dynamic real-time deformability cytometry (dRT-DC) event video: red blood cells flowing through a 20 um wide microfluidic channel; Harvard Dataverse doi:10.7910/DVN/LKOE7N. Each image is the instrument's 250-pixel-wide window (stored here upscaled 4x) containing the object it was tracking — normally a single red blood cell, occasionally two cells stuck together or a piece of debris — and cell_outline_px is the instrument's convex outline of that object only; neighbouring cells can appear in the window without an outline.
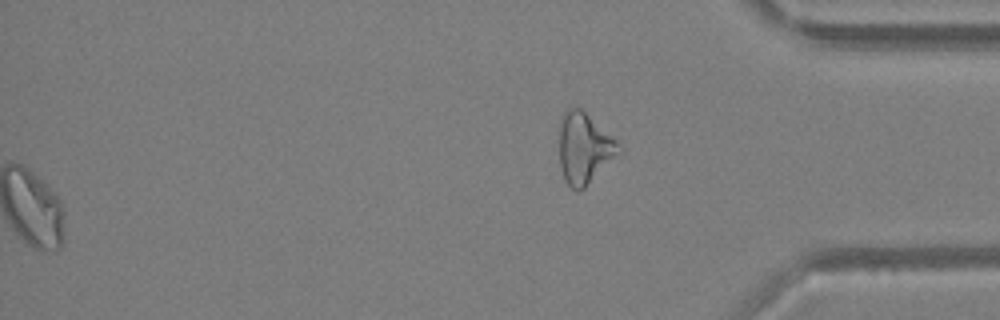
{"species": "Egyptian fruit bat (a non-hibernating species)", "species_latin": "Rousettus aegyptiacus", "temperature_condition": "warm", "stored_images_in_passage": 35, "segment_of_instrument_passage": [2, 2], "camera_frame_rate_fps": 3000, "um_per_image_px": 0.085, "animal": {"sex": "female"}, "frame": {"image": 1, "passage_image": 35, "time_ms": 11.333, "image_size_px": [1000, 320], "cell_outline_px": [[624, 152], [584, 188], [572, 188], [564, 180], [560, 168], [560, 120], [564, 112], [568, 108], [580, 108], [616, 140], [624, 148]], "centroid_in_image_um": [49.7, 12.62], "position_along_channel_um": 385.5, "area_um2": 24.62}}